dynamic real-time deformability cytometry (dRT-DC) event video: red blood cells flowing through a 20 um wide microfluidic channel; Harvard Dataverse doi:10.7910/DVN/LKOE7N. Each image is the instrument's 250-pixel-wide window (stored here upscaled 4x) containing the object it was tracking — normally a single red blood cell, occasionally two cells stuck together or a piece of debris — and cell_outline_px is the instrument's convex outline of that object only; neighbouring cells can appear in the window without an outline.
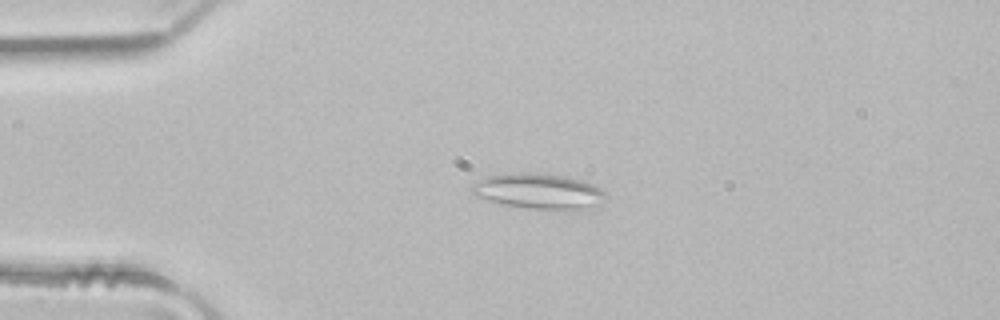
{"species": "common noctule bat (a hibernating species)", "species_latin": "Nyctalus noctula", "temperature_condition": "room temperature", "stored_images_in_passage": 2, "camera_frame_rate_fps": 3000, "um_per_image_px": 0.085, "animal": {"sex": "male", "body_mass_g": 21.5, "forearm_length_mm": 52.0}, "frame": {"image": 1, "passage_image": 1, "time_ms": 0.0, "image_size_px": [1000, 320], "cell_outline_px": [[604, 196], [600, 204], [596, 208], [572, 212], [568, 212], [528, 208], [500, 204], [476, 196], [468, 192], [468, 188], [472, 184], [484, 176], [520, 172], [560, 176], [580, 180], [592, 184], [600, 188], [604, 192]], "centroid_in_image_um": [45.77, 16.3], "position_along_channel_um": 39.2, "area_um2": 28.26}}